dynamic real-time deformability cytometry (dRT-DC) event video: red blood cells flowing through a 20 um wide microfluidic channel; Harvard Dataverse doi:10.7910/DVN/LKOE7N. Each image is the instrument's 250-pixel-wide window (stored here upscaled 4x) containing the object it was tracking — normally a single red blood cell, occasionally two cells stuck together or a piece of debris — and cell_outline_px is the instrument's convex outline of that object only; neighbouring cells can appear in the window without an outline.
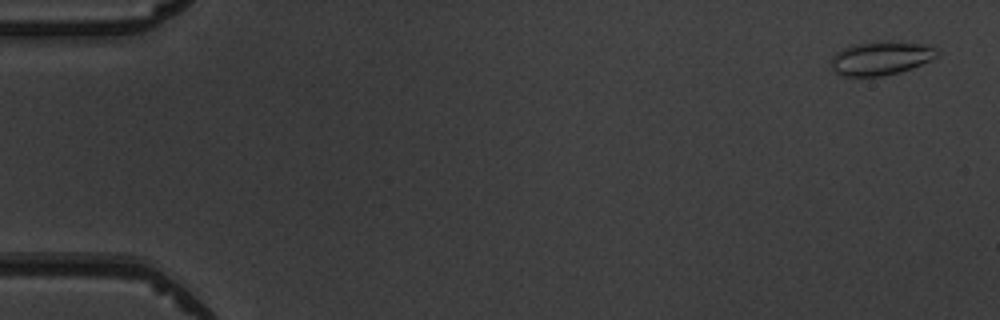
{"species": "common noctule bat (a hibernating species)", "species_latin": "Nyctalus noctula", "temperature_condition": "warm", "stored_images_in_passage": 5, "camera_frame_rate_fps": 3000, "um_per_image_px": 0.085, "animal": {"sex": "male", "body_mass_g": 19.5, "forearm_length_mm": 54.6}, "frame": {"image": 1, "passage_image": 1, "time_ms": 0.0, "image_size_px": [1000, 320], "cell_outline_px": [[940, 52], [932, 60], [900, 72], [884, 76], [840, 76], [832, 68], [832, 56], [836, 52], [852, 44], [888, 40], [900, 40], [920, 44], [936, 48]], "centroid_in_image_um": [74.89, 4.93], "position_along_channel_um": 10.1, "area_um2": 21.04}}
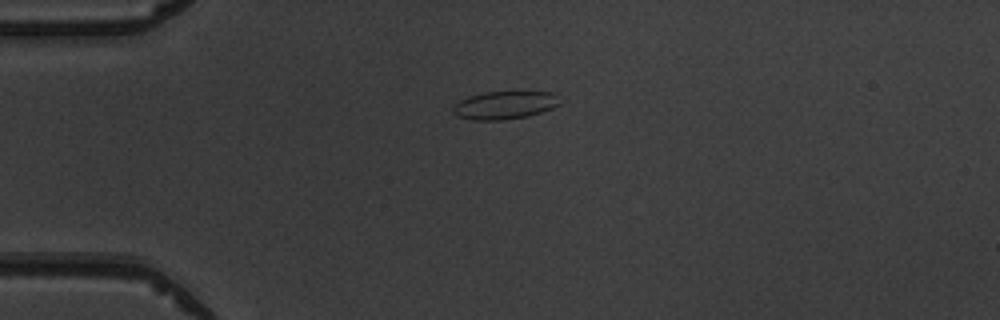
{"frame": {"image": 2, "passage_image": 4, "time_ms": 3.667, "image_size_px": [1000, 320], "cell_outline_px": [[560, 104], [552, 108], [528, 116], [504, 120], [472, 120], [456, 116], [452, 112], [452, 108], [460, 100], [468, 96], [484, 92], [556, 92]], "centroid_in_image_um": [42.87, 8.94], "position_along_channel_um": 42.1, "area_um2": 17.46}}